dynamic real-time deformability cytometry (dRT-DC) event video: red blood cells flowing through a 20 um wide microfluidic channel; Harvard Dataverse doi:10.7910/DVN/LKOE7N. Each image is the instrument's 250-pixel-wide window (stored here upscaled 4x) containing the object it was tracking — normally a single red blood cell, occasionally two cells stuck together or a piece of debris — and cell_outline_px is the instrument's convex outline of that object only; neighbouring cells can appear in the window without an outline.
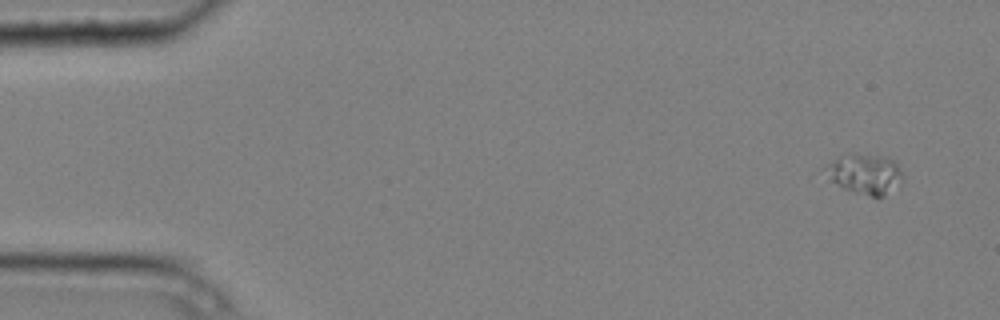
{"species": "common noctule bat (a hibernating species)", "species_latin": "Nyctalus noctula", "temperature_condition": "cold", "stored_images_in_passage": 6, "camera_frame_rate_fps": 3000, "um_per_image_px": 0.085, "animal": {"sex": "male", "body_mass_g": 20.4}, "frame": {"image": 1, "passage_image": 1, "time_ms": 0.0, "image_size_px": [1000, 320], "cell_outline_px": [[904, 176], [884, 196], [872, 196], [856, 192], [844, 188], [832, 180], [820, 168], [840, 156], [852, 152], [888, 156], [896, 160]], "centroid_in_image_um": [73.5, 14.71], "position_along_channel_um": 11.5, "area_um2": 18.15}}
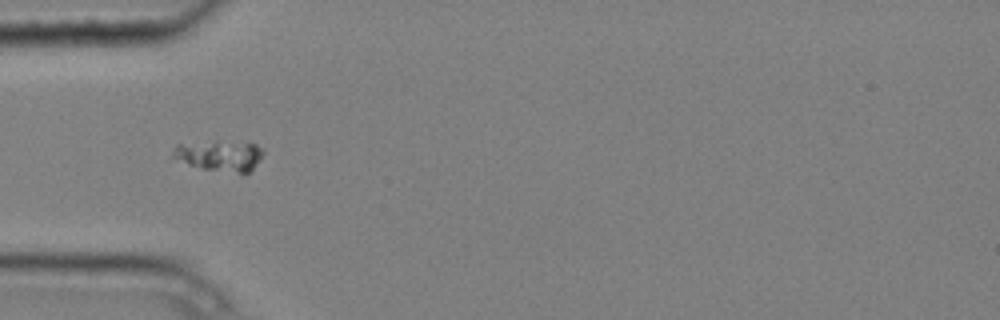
{"frame": {"image": 2, "passage_image": 5, "time_ms": 1.333, "image_size_px": [1000, 320], "cell_outline_px": [[264, 152], [252, 168], [244, 176], [204, 168], [188, 164], [172, 156], [172, 148], [176, 144], [216, 140], [256, 144], [264, 148]], "centroid_in_image_um": [18.68, 13.22], "position_along_channel_um": 66.3, "area_um2": 16.47}}
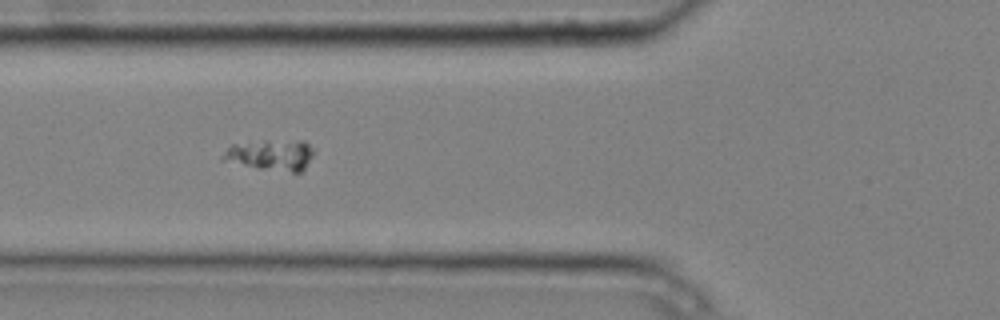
{"frame": {"image": 3, "passage_image": 6, "time_ms": 1.667, "image_size_px": [1000, 320], "cell_outline_px": [[312, 156], [304, 168], [300, 172], [292, 172], [260, 168], [220, 160], [220, 156], [232, 144], [264, 140], [304, 140], [312, 148]], "centroid_in_image_um": [23.0, 13.15], "position_along_channel_um": 102.8, "area_um2": 16.3}}